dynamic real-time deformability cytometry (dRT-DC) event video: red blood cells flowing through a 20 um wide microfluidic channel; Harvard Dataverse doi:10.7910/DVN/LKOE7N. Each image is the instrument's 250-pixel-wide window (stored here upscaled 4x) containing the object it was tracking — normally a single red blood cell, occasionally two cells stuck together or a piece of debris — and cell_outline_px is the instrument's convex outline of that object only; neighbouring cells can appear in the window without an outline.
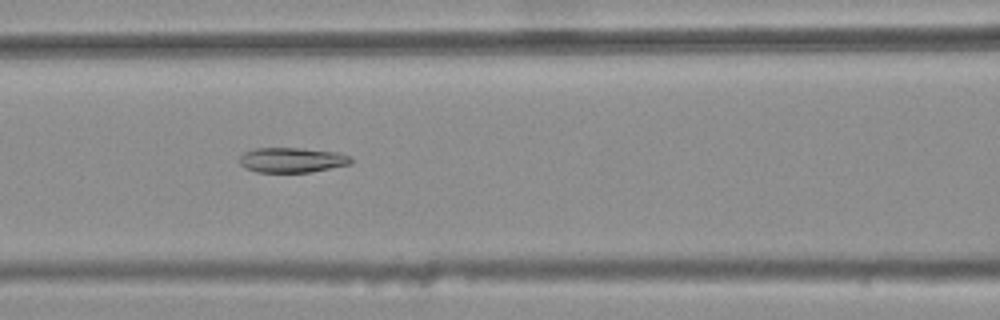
{"species": "common noctule bat (a hibernating species)", "species_latin": "Nyctalus noctula", "temperature_condition": "warm", "stored_images_in_passage": 30, "camera_frame_rate_fps": 3000, "um_per_image_px": 0.085, "animal": {"sex": "female", "body_mass_g": 25.1}, "frame": {"image": 1, "passage_image": 6, "time_ms": 1.667, "image_size_px": [1000, 320], "cell_outline_px": [[352, 164], [308, 172], [256, 172], [244, 168], [240, 164], [240, 156], [244, 152], [256, 148], [300, 148], [340, 152], [352, 156]], "centroid_in_image_um": [24.84, 13.59], "position_along_channel_um": 141.8, "area_um2": 16.36}}
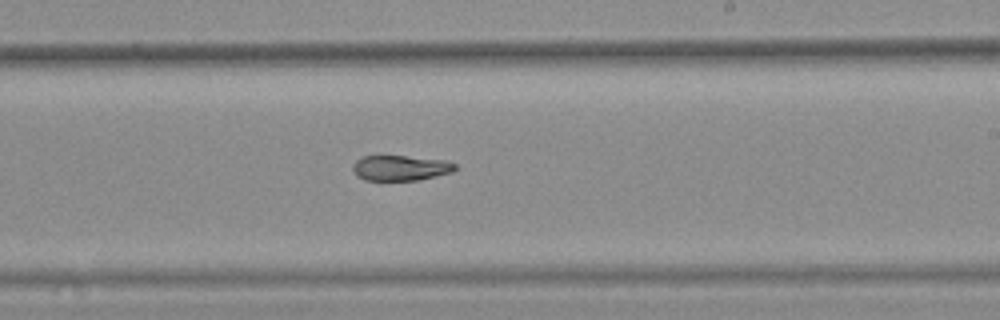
{"frame": {"image": 2, "passage_image": 15, "time_ms": 4.667, "image_size_px": [1000, 320], "cell_outline_px": [[456, 168], [452, 172], [420, 180], [364, 180], [356, 176], [352, 172], [352, 164], [356, 160], [364, 156], [404, 156], [448, 160], [456, 164]], "centroid_in_image_um": [34.02, 14.28], "position_along_channel_um": 255.0, "area_um2": 15.26}}
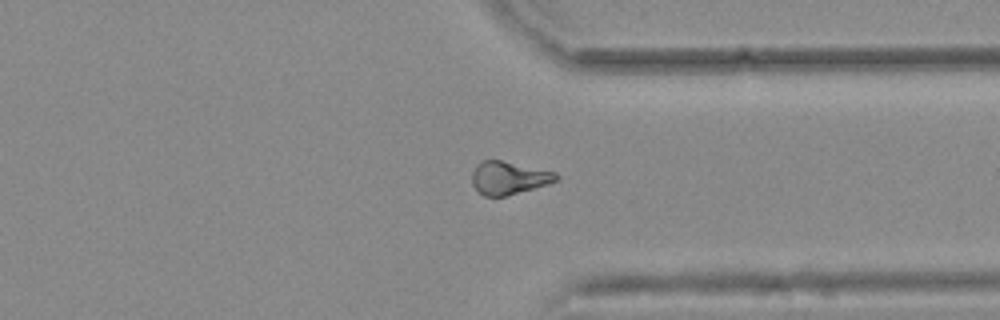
{"frame": {"image": 3, "passage_image": 24, "time_ms": 7.667, "image_size_px": [1000, 320], "cell_outline_px": [[560, 176], [556, 180], [548, 184], [504, 196], [484, 196], [472, 184], [472, 172], [476, 164], [480, 160], [500, 160], [556, 172]], "centroid_in_image_um": [43.22, 15.1], "position_along_channel_um": 368.2, "area_um2": 16.01}}